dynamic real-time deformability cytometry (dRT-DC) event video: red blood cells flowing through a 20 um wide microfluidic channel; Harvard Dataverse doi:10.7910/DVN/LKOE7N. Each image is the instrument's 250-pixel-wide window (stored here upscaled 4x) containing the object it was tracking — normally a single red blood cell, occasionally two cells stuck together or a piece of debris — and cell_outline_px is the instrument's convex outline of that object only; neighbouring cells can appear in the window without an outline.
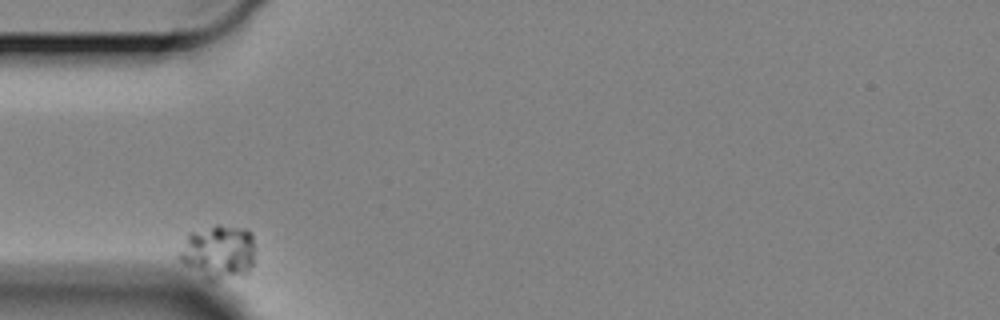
{"species": "Egyptian fruit bat (a non-hibernating species)", "species_latin": "Rousettus aegyptiacus", "temperature_condition": "cold", "stored_images_in_passage": 38, "camera_frame_rate_fps": 3000, "um_per_image_px": 0.085, "animal": {"sex": "female"}, "frame": {"image": 1, "passage_image": 1, "time_ms": 0.0, "image_size_px": [1000, 320], "cell_outline_px": [[252, 264], [248, 272], [244, 276], [216, 280], [208, 280], [184, 264], [176, 256], [188, 232], [216, 224], [248, 228], [252, 232]], "centroid_in_image_um": [18.53, 21.39], "position_along_channel_um": 66.5, "area_um2": 24.1}}
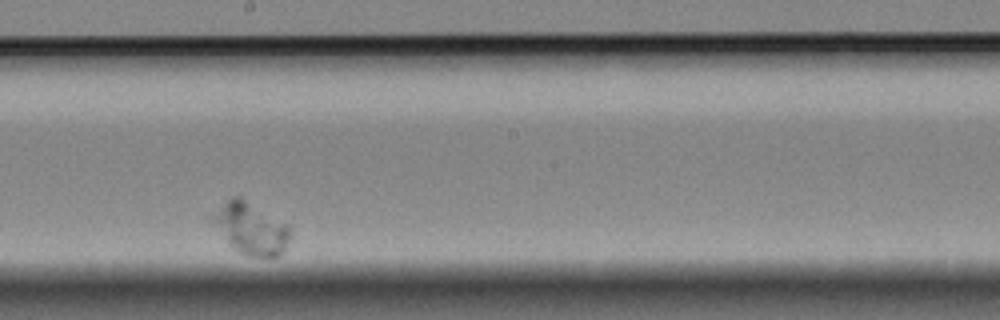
{"frame": {"image": 2, "passage_image": 22, "time_ms": 7.0, "image_size_px": [1000, 320], "cell_outline_px": [[292, 232], [284, 252], [280, 256], [248, 256], [240, 252], [208, 220], [208, 216], [232, 196], [240, 196], [288, 224]], "centroid_in_image_um": [21.33, 19.39], "position_along_channel_um": 226.9, "area_um2": 23.29}}
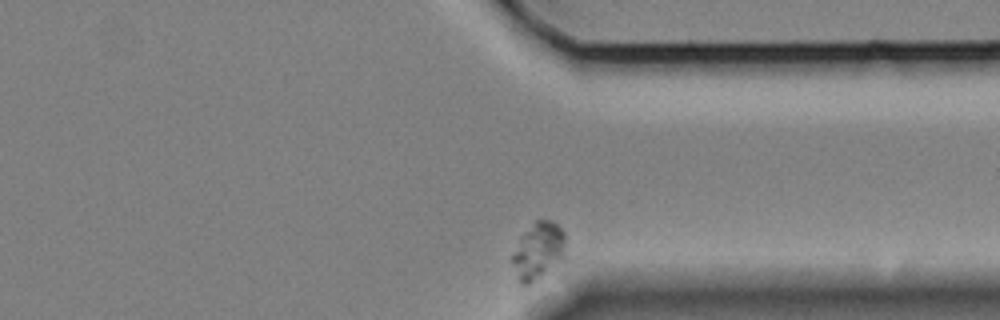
{"frame": {"image": 3, "passage_image": 38, "time_ms": 12.333, "image_size_px": [1000, 320], "cell_outline_px": [[564, 256], [548, 272], [528, 284], [520, 284], [508, 260], [520, 236], [536, 220], [552, 220], [564, 232]], "centroid_in_image_um": [45.68, 21.33], "position_along_channel_um": 365.7, "area_um2": 17.8}}